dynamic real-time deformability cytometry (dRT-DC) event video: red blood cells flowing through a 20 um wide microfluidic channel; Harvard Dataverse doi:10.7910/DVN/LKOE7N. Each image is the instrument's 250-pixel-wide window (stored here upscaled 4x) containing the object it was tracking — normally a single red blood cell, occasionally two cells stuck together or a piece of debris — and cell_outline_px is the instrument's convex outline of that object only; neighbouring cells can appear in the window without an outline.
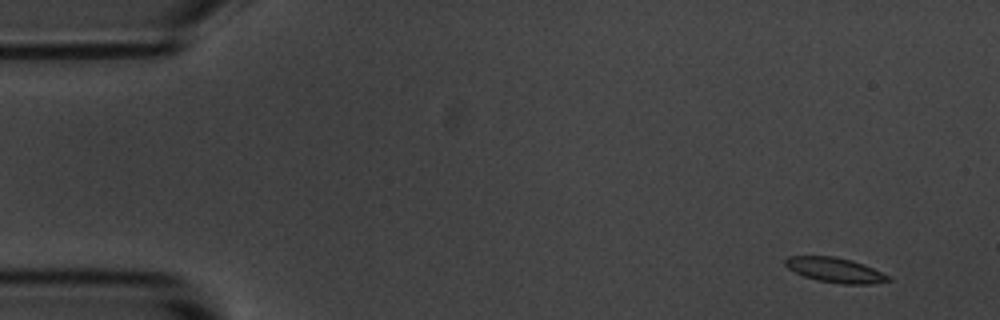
{"species": "common noctule bat (a hibernating species)", "species_latin": "Nyctalus noctula", "temperature_condition": "room temperature", "stored_images_in_passage": 6, "camera_frame_rate_fps": 3000, "um_per_image_px": 0.085, "animal": {"sex": "male", "body_mass_g": 20.1, "forearm_length_mm": 53.5}, "frame": {"image": 1, "passage_image": 1, "time_ms": 0.0, "image_size_px": [1000, 320], "cell_outline_px": [[892, 280], [872, 284], [844, 284], [816, 280], [804, 276], [788, 268], [784, 264], [784, 260], [788, 256], [832, 256], [852, 260], [864, 264], [888, 276]], "centroid_in_image_um": [70.96, 22.95], "position_along_channel_um": 14.0, "area_um2": 14.8}}
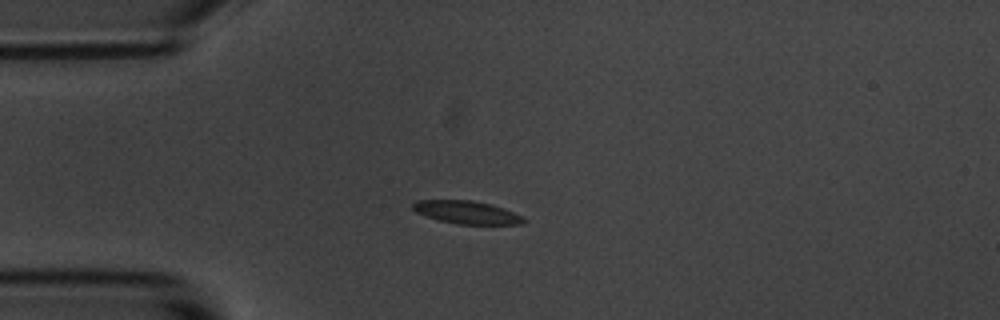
{"frame": {"image": 2, "passage_image": 4, "time_ms": 3.333, "image_size_px": [1000, 320], "cell_outline_px": [[528, 220], [524, 224], [456, 224], [440, 220], [416, 212], [412, 208], [412, 204], [416, 200], [472, 200], [492, 204], [504, 208]], "centroid_in_image_um": [39.69, 18.04], "position_along_channel_um": 45.3, "area_um2": 14.74}}
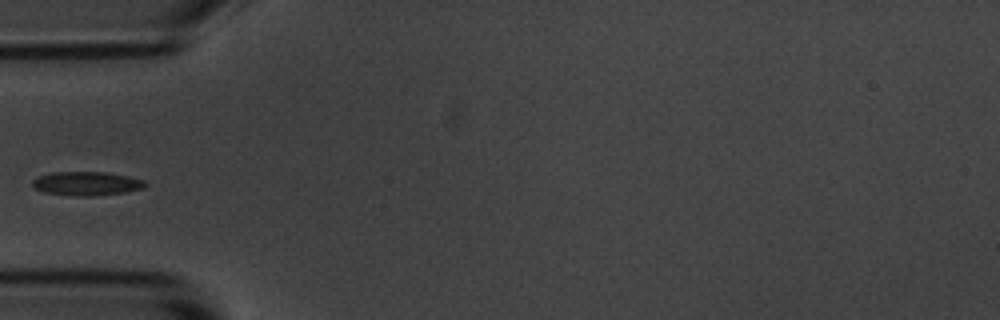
{"frame": {"image": 3, "passage_image": 5, "time_ms": 4.667, "image_size_px": [1000, 320], "cell_outline_px": [[148, 184], [144, 188], [124, 192], [92, 196], [76, 196], [44, 192], [36, 188], [32, 184], [32, 180], [40, 176], [52, 172], [108, 172], [128, 176], [144, 180]], "centroid_in_image_um": [7.39, 15.59], "position_along_channel_um": 77.6, "area_um2": 15.61}}